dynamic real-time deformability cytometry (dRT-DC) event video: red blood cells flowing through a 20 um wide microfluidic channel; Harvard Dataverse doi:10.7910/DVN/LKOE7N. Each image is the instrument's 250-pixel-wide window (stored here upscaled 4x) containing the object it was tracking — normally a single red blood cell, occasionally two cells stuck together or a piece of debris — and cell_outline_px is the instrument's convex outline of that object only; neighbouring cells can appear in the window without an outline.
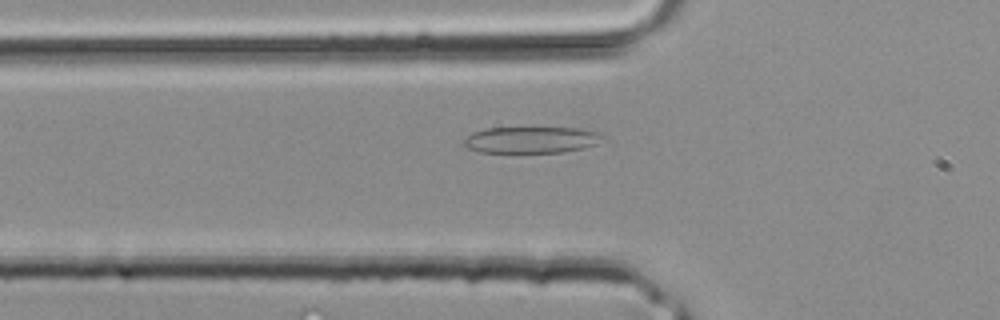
{"species": "common noctule bat (a hibernating species)", "species_latin": "Nyctalus noctula", "temperature_condition": "room temperature", "stored_images_in_passage": 2, "camera_frame_rate_fps": 3000, "um_per_image_px": 0.085, "animal": {"sex": "male", "body_mass_g": 20.4}, "frame": {"image": 1, "passage_image": 2, "time_ms": 0.333, "image_size_px": [1000, 320], "cell_outline_px": [[604, 136], [596, 144], [584, 148], [564, 152], [480, 152], [464, 148], [460, 144], [460, 140], [472, 132], [488, 128], [580, 128], [600, 132]], "centroid_in_image_um": [45.08, 11.89], "position_along_channel_um": 80.7, "area_um2": 21.68}}